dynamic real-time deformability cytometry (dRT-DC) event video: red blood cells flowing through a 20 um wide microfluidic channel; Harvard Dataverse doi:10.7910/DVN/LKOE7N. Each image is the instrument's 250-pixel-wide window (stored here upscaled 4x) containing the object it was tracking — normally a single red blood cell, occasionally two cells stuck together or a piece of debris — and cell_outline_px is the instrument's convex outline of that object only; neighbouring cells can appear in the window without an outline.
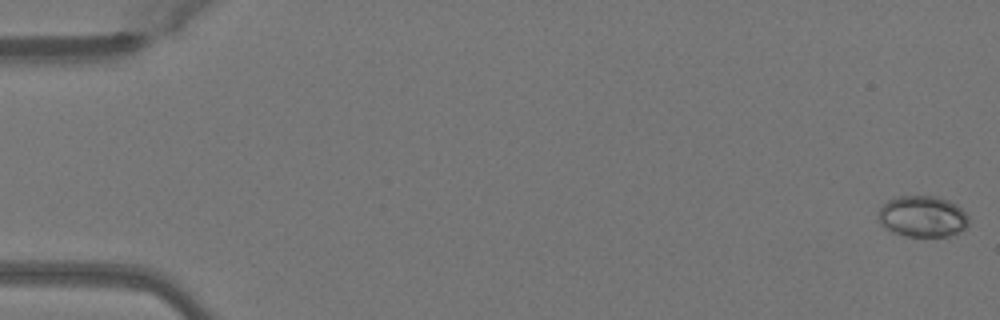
{"species": "Egyptian fruit bat (a non-hibernating species)", "species_latin": "Rousettus aegyptiacus", "temperature_condition": "warm", "stored_images_in_passage": 16, "camera_frame_rate_fps": 3000, "um_per_image_px": 0.085, "animal": {"sex": "female"}, "frame": {"image": 1, "passage_image": 1, "time_ms": 0.0, "image_size_px": [1000, 320], "cell_outline_px": [[968, 224], [964, 228], [948, 236], [908, 236], [892, 232], [876, 216], [880, 208], [888, 200], [900, 196], [936, 196], [948, 200], [956, 204], [968, 216]], "centroid_in_image_um": [78.41, 18.38], "position_along_channel_um": 6.6, "area_um2": 21.39}}
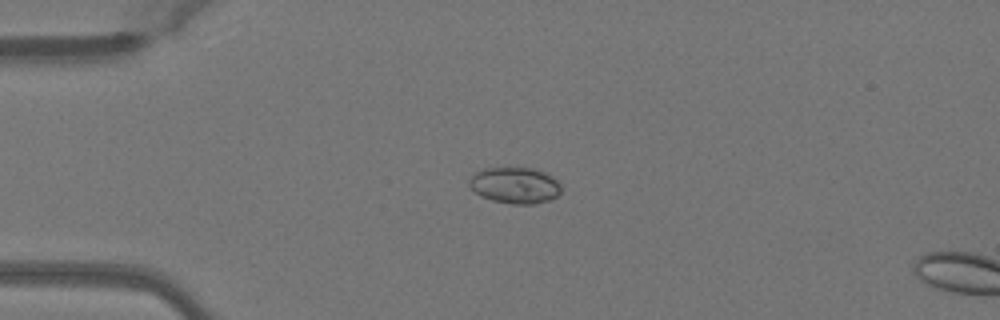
{"frame": {"image": 2, "passage_image": 13, "time_ms": 4.0, "image_size_px": [1000, 320], "cell_outline_px": [[560, 192], [552, 200], [536, 204], [512, 204], [492, 200], [480, 196], [468, 184], [468, 180], [472, 172], [484, 168], [536, 168], [552, 176], [560, 184]], "centroid_in_image_um": [43.75, 15.75], "position_along_channel_um": 41.2, "area_um2": 19.65}}